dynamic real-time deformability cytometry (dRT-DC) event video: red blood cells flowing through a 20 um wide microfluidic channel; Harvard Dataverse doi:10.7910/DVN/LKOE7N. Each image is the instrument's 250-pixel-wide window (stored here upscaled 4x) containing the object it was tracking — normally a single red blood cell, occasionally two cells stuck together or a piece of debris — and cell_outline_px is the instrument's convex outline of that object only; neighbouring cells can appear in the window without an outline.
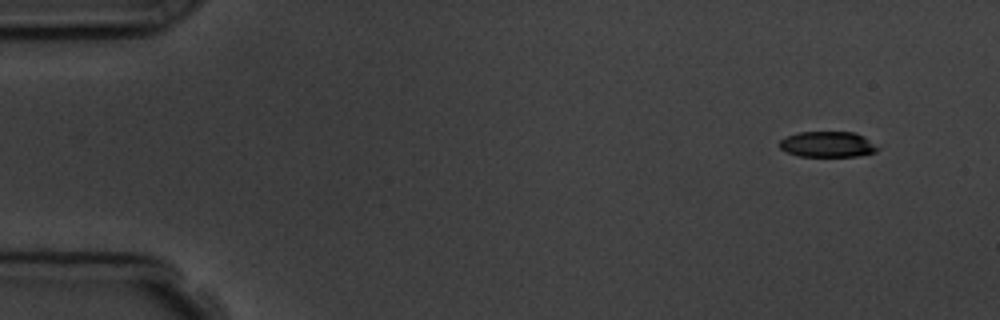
{"species": "common noctule bat (a hibernating species)", "species_latin": "Nyctalus noctula", "temperature_condition": "room temperature", "stored_images_in_passage": 8, "camera_frame_rate_fps": 3000, "um_per_image_px": 0.085, "animal": {"sex": "male", "body_mass_g": 19.5, "forearm_length_mm": 54.6}, "frame": {"image": 1, "passage_image": 1, "time_ms": 0.0, "image_size_px": [1000, 320], "cell_outline_px": [[880, 148], [876, 152], [856, 156], [800, 156], [788, 152], [780, 148], [780, 140], [788, 136], [800, 132], [856, 132], [864, 136]], "centroid_in_image_um": [70.38, 12.26], "position_along_channel_um": 14.6, "area_um2": 14.57}}
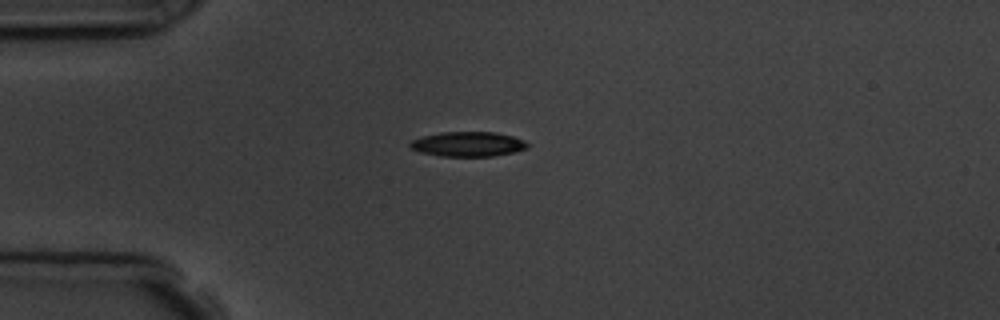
{"frame": {"image": 2, "passage_image": 4, "time_ms": 3.333, "image_size_px": [1000, 320], "cell_outline_px": [[528, 148], [512, 152], [492, 156], [440, 156], [420, 152], [408, 148], [408, 144], [412, 140], [424, 136], [440, 132], [496, 132], [512, 136], [524, 140], [528, 144]], "centroid_in_image_um": [39.74, 12.25], "position_along_channel_um": 45.3, "area_um2": 16.94}}